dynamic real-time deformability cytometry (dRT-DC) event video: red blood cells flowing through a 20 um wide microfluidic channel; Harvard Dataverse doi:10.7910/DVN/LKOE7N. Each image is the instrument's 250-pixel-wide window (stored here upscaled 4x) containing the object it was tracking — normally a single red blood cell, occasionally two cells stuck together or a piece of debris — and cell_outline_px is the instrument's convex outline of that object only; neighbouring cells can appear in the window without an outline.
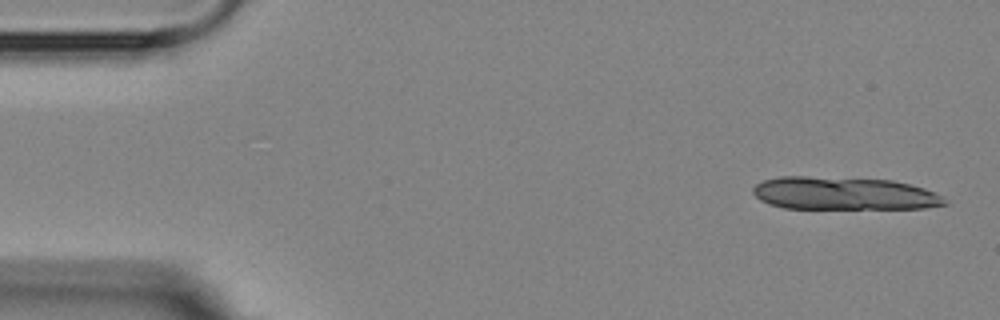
{"species": "Egyptian fruit bat (a non-hibernating species)", "species_latin": "Rousettus aegyptiacus", "temperature_condition": "room temperature", "stored_images_in_passage": 5, "camera_frame_rate_fps": 3000, "um_per_image_px": 0.085, "animal": {"sex": "female"}, "frame": {"image": 1, "passage_image": 1, "time_ms": 0.0, "image_size_px": [1000, 320], "cell_outline_px": [[948, 204], [924, 208], [784, 208], [768, 204], [760, 200], [752, 192], [752, 188], [756, 184], [764, 180], [780, 176], [808, 176], [892, 180], [924, 188], [944, 196]], "centroid_in_image_um": [71.71, 16.44], "position_along_channel_um": 13.3, "area_um2": 36.76}}